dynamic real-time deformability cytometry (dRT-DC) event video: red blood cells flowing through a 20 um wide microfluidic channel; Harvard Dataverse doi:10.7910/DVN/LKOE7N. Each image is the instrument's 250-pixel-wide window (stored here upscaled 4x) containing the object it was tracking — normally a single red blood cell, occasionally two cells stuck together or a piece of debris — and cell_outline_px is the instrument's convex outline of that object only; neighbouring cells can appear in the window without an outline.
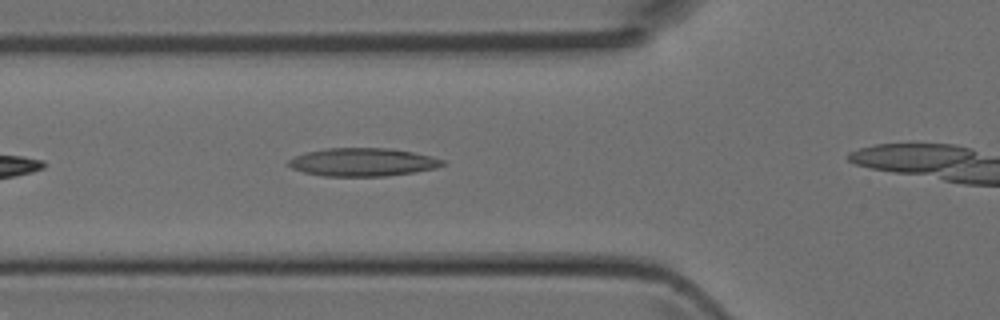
{"species": "Egyptian fruit bat (a non-hibernating species)", "species_latin": "Rousettus aegyptiacus", "temperature_condition": "room temperature", "stored_images_in_passage": 29, "camera_frame_rate_fps": 3000, "um_per_image_px": 0.085, "animal": {"sex": "female"}, "frame": {"image": 1, "passage_image": 8, "time_ms": 2.333, "image_size_px": [1000, 320], "cell_outline_px": [[448, 164], [436, 168], [416, 172], [384, 176], [324, 176], [304, 172], [292, 168], [288, 164], [288, 160], [296, 156], [308, 152], [324, 148], [388, 148], [412, 152], [432, 156], [444, 160]], "centroid_in_image_um": [30.88, 13.78], "position_along_channel_um": 94.9, "area_um2": 25.26}}
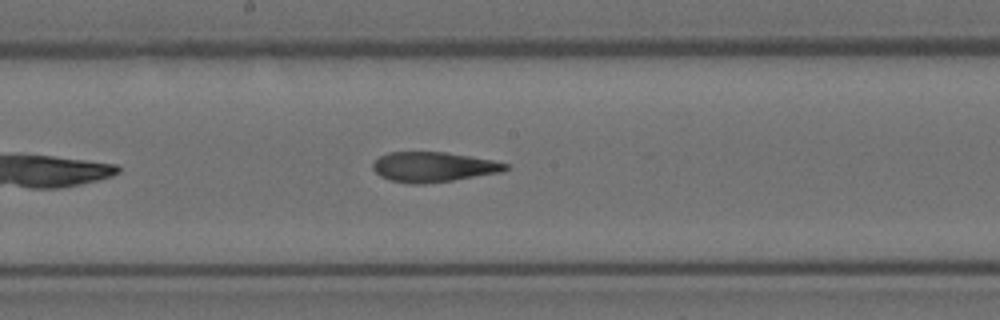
{"frame": {"image": 2, "passage_image": 16, "time_ms": 5.0, "image_size_px": [1000, 320], "cell_outline_px": [[508, 168], [500, 172], [452, 180], [424, 184], [412, 184], [388, 180], [380, 176], [372, 168], [372, 164], [380, 156], [388, 152], [444, 152], [492, 160], [508, 164]], "centroid_in_image_um": [36.78, 14.19], "position_along_channel_um": 211.4, "area_um2": 22.95}}
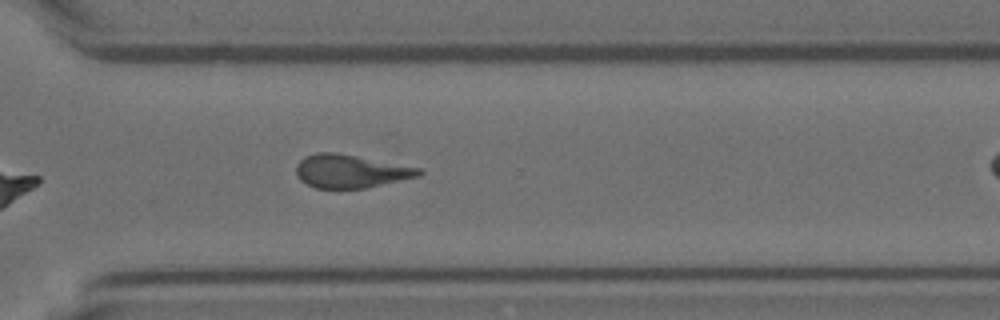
{"frame": {"image": 3, "passage_image": 25, "time_ms": 8.0, "image_size_px": [1000, 320], "cell_outline_px": [[424, 172], [420, 176], [364, 188], [316, 188], [300, 180], [296, 172], [296, 164], [304, 156], [316, 152], [336, 152], [420, 168]], "centroid_in_image_um": [29.78, 14.54], "position_along_channel_um": 340.8, "area_um2": 23.64}}